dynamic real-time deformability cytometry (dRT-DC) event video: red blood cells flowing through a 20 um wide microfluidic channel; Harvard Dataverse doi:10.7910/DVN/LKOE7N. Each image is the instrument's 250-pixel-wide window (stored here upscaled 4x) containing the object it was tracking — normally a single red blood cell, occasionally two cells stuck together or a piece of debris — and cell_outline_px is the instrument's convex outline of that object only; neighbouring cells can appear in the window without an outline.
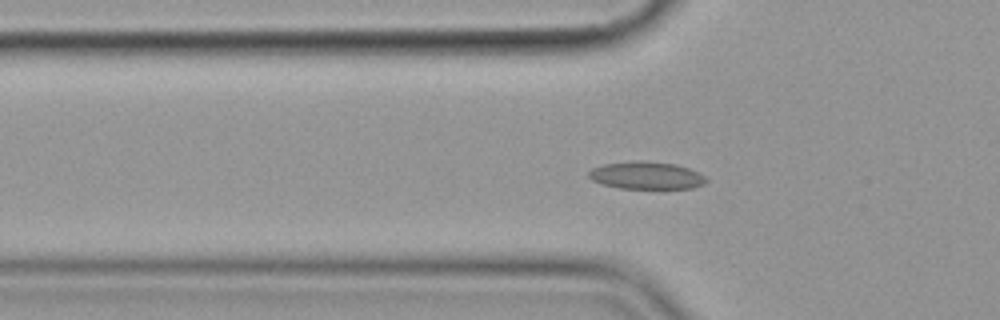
{"species": "common noctule bat (a hibernating species)", "species_latin": "Nyctalus noctula", "temperature_condition": "cold", "stored_images_in_passage": 58, "camera_frame_rate_fps": 3000, "um_per_image_px": 0.085, "animal": {"sex": "female", "body_mass_g": 19.9}, "frame": {"image": 1, "passage_image": 19, "time_ms": 6.0, "image_size_px": [1000, 320], "cell_outline_px": [[708, 180], [704, 184], [692, 188], [620, 188], [600, 184], [592, 180], [588, 176], [588, 172], [592, 168], [604, 164], [676, 164], [688, 168], [704, 176]], "centroid_in_image_um": [54.94, 14.97], "position_along_channel_um": 70.9, "area_um2": 17.69}}
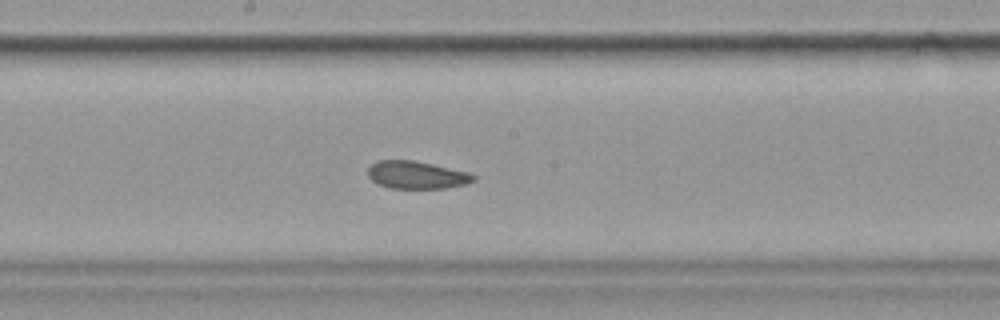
{"frame": {"image": 2, "passage_image": 31, "time_ms": 10.0, "image_size_px": [1000, 320], "cell_outline_px": [[476, 180], [464, 184], [444, 188], [392, 188], [380, 184], [372, 180], [368, 176], [368, 168], [372, 164], [380, 160], [412, 160], [432, 164], [468, 172], [476, 176]], "centroid_in_image_um": [35.42, 14.87], "position_along_channel_um": 212.8, "area_um2": 16.76}}
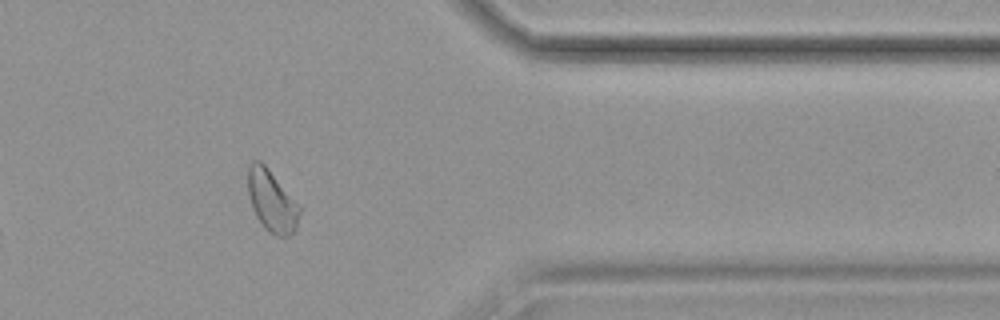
{"frame": {"image": 3, "passage_image": 47, "time_ms": 15.333, "image_size_px": [1000, 320], "cell_outline_px": [[300, 212], [296, 228], [288, 236], [276, 236], [268, 232], [264, 228], [256, 216], [252, 208], [248, 192], [248, 168], [252, 160], [260, 160], [268, 168], [300, 204]], "centroid_in_image_um": [23.11, 17.08], "position_along_channel_um": 388.3, "area_um2": 18.67}, "authors_computed_cell_mechanics": {"area_um2": 18.8428, "velocity_mm_per_s": 3.5629, "shape_relaxation_time_tau1_ms": null, "shape_relaxation_time_tau2_ms": 3.0787, "deformation_change_tau1": null, "deformation_change_tau2": 0.0648}}